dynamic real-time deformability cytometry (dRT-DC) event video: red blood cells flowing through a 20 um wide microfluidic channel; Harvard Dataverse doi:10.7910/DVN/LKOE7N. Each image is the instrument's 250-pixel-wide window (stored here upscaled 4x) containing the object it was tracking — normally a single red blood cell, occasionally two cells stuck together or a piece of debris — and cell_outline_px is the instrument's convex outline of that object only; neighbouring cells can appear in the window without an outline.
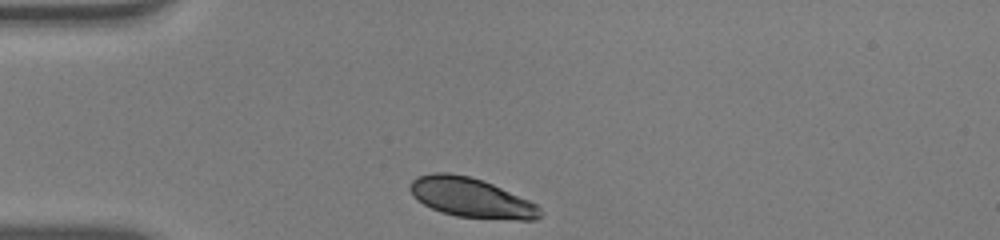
{"species": "human", "species_latin": "Homo sapiens", "temperature_condition": "warm", "stored_images_in_passage": 31, "camera_frame_rate_fps": 3000, "um_per_image_px": 0.085, "donor": {"sex": "male"}, "frame": {"image": 1, "passage_image": 1, "time_ms": 0.0, "image_size_px": [1000, 240], "cell_outline_px": [[544, 212], [536, 220], [516, 220], [456, 216], [440, 212], [416, 200], [412, 196], [408, 188], [408, 184], [416, 176], [432, 172], [448, 172], [468, 176], [492, 184], [528, 200], [536, 204]], "centroid_in_image_um": [40.0, 16.8], "position_along_channel_um": 45.0, "area_um2": 30.11}}
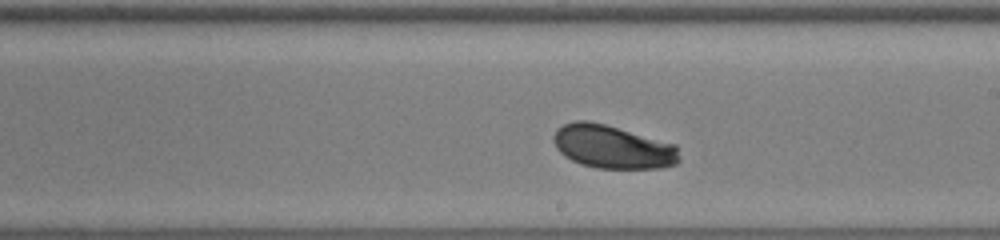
{"frame": {"image": 2, "passage_image": 18, "time_ms": 5.667, "image_size_px": [1000, 240], "cell_outline_px": [[680, 160], [676, 164], [660, 168], [596, 168], [580, 164], [564, 156], [556, 148], [552, 136], [564, 124], [576, 120], [588, 120], [604, 124], [676, 144], [680, 156]], "centroid_in_image_um": [52.08, 12.49], "position_along_channel_um": 236.9, "area_um2": 31.73}}
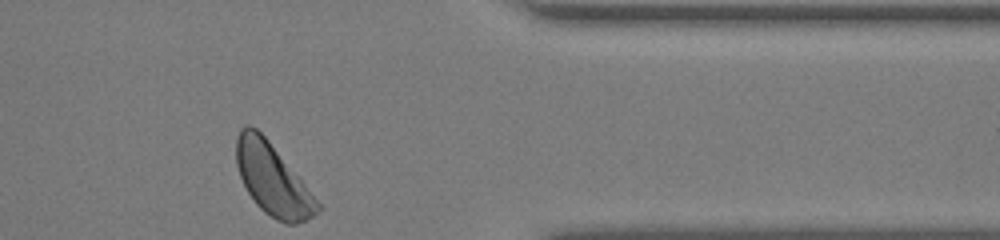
{"frame": {"image": 3, "passage_image": 31, "time_ms": 10.0, "image_size_px": [1000, 240], "cell_outline_px": [[324, 208], [312, 216], [296, 224], [284, 224], [276, 220], [264, 212], [256, 204], [248, 192], [240, 176], [236, 164], [236, 140], [240, 128], [248, 124], [256, 128], [268, 140], [300, 176]], "centroid_in_image_um": [23.19, 15.26], "position_along_channel_um": 388.2, "area_um2": 33.93}, "authors_computed_cell_mechanics": {"area_um2": 31.5588, "velocity_mm_per_s": 3.8588, "shape_relaxation_time_tau1_ms": 1.4488, "shape_relaxation_time_tau2_ms": null, "deformation_change_tau1": 0.0863, "deformation_change_tau2": null}}